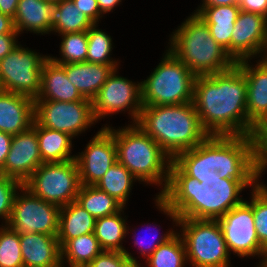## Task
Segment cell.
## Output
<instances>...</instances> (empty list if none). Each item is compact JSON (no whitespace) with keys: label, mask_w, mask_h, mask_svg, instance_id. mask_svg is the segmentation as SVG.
Returning <instances> with one entry per match:
<instances>
[{"label":"cell","mask_w":267,"mask_h":267,"mask_svg":"<svg viewBox=\"0 0 267 267\" xmlns=\"http://www.w3.org/2000/svg\"><path fill=\"white\" fill-rule=\"evenodd\" d=\"M257 182L221 178L216 171L191 177L172 160L166 189L156 195V204L176 225L178 218L217 220L242 203L240 192Z\"/></svg>","instance_id":"cell-1"},{"label":"cell","mask_w":267,"mask_h":267,"mask_svg":"<svg viewBox=\"0 0 267 267\" xmlns=\"http://www.w3.org/2000/svg\"><path fill=\"white\" fill-rule=\"evenodd\" d=\"M193 104L209 135L257 136L261 131L247 116V81L235 64L224 72L196 76Z\"/></svg>","instance_id":"cell-2"},{"label":"cell","mask_w":267,"mask_h":267,"mask_svg":"<svg viewBox=\"0 0 267 267\" xmlns=\"http://www.w3.org/2000/svg\"><path fill=\"white\" fill-rule=\"evenodd\" d=\"M136 124L158 143L171 160L198 146L209 136L201 125L193 102L143 106Z\"/></svg>","instance_id":"cell-3"},{"label":"cell","mask_w":267,"mask_h":267,"mask_svg":"<svg viewBox=\"0 0 267 267\" xmlns=\"http://www.w3.org/2000/svg\"><path fill=\"white\" fill-rule=\"evenodd\" d=\"M170 41L168 50L195 76L224 72L236 64L211 36L207 24L195 13L173 32Z\"/></svg>","instance_id":"cell-4"},{"label":"cell","mask_w":267,"mask_h":267,"mask_svg":"<svg viewBox=\"0 0 267 267\" xmlns=\"http://www.w3.org/2000/svg\"><path fill=\"white\" fill-rule=\"evenodd\" d=\"M105 127L114 136L117 161L125 166L138 181L159 184L162 187L164 185L161 194L169 180L171 158L136 123L118 130L110 126Z\"/></svg>","instance_id":"cell-5"},{"label":"cell","mask_w":267,"mask_h":267,"mask_svg":"<svg viewBox=\"0 0 267 267\" xmlns=\"http://www.w3.org/2000/svg\"><path fill=\"white\" fill-rule=\"evenodd\" d=\"M196 76L169 50L154 69L153 73L141 82L142 105H179L193 102Z\"/></svg>","instance_id":"cell-6"},{"label":"cell","mask_w":267,"mask_h":267,"mask_svg":"<svg viewBox=\"0 0 267 267\" xmlns=\"http://www.w3.org/2000/svg\"><path fill=\"white\" fill-rule=\"evenodd\" d=\"M209 164L221 178L257 181V137L209 135Z\"/></svg>","instance_id":"cell-7"},{"label":"cell","mask_w":267,"mask_h":267,"mask_svg":"<svg viewBox=\"0 0 267 267\" xmlns=\"http://www.w3.org/2000/svg\"><path fill=\"white\" fill-rule=\"evenodd\" d=\"M193 267H229L230 252L217 220L178 218L177 226Z\"/></svg>","instance_id":"cell-8"},{"label":"cell","mask_w":267,"mask_h":267,"mask_svg":"<svg viewBox=\"0 0 267 267\" xmlns=\"http://www.w3.org/2000/svg\"><path fill=\"white\" fill-rule=\"evenodd\" d=\"M23 185L46 202L66 206L76 201L81 186L76 160L42 163Z\"/></svg>","instance_id":"cell-9"},{"label":"cell","mask_w":267,"mask_h":267,"mask_svg":"<svg viewBox=\"0 0 267 267\" xmlns=\"http://www.w3.org/2000/svg\"><path fill=\"white\" fill-rule=\"evenodd\" d=\"M48 57L17 45L0 60V90L35 100L40 92L42 67Z\"/></svg>","instance_id":"cell-10"},{"label":"cell","mask_w":267,"mask_h":267,"mask_svg":"<svg viewBox=\"0 0 267 267\" xmlns=\"http://www.w3.org/2000/svg\"><path fill=\"white\" fill-rule=\"evenodd\" d=\"M18 190L23 196L16 194L7 225L19 234L57 235L61 207L35 196L24 185Z\"/></svg>","instance_id":"cell-11"},{"label":"cell","mask_w":267,"mask_h":267,"mask_svg":"<svg viewBox=\"0 0 267 267\" xmlns=\"http://www.w3.org/2000/svg\"><path fill=\"white\" fill-rule=\"evenodd\" d=\"M35 120L43 127L61 131L75 137L91 127L96 119L92 101H34Z\"/></svg>","instance_id":"cell-12"},{"label":"cell","mask_w":267,"mask_h":267,"mask_svg":"<svg viewBox=\"0 0 267 267\" xmlns=\"http://www.w3.org/2000/svg\"><path fill=\"white\" fill-rule=\"evenodd\" d=\"M117 68L107 78L96 97L92 100L93 115L96 121L109 114L125 111L137 123L143 108L141 82L138 84L116 75Z\"/></svg>","instance_id":"cell-13"},{"label":"cell","mask_w":267,"mask_h":267,"mask_svg":"<svg viewBox=\"0 0 267 267\" xmlns=\"http://www.w3.org/2000/svg\"><path fill=\"white\" fill-rule=\"evenodd\" d=\"M228 251L240 257L260 255L264 260L267 251L260 245L256 234L252 206L243 201L217 219Z\"/></svg>","instance_id":"cell-14"},{"label":"cell","mask_w":267,"mask_h":267,"mask_svg":"<svg viewBox=\"0 0 267 267\" xmlns=\"http://www.w3.org/2000/svg\"><path fill=\"white\" fill-rule=\"evenodd\" d=\"M75 160L81 185H95L117 161L113 134L105 126L101 128Z\"/></svg>","instance_id":"cell-15"},{"label":"cell","mask_w":267,"mask_h":267,"mask_svg":"<svg viewBox=\"0 0 267 267\" xmlns=\"http://www.w3.org/2000/svg\"><path fill=\"white\" fill-rule=\"evenodd\" d=\"M42 163L34 119L28 130L13 136L10 151L0 174L24 184Z\"/></svg>","instance_id":"cell-16"},{"label":"cell","mask_w":267,"mask_h":267,"mask_svg":"<svg viewBox=\"0 0 267 267\" xmlns=\"http://www.w3.org/2000/svg\"><path fill=\"white\" fill-rule=\"evenodd\" d=\"M267 44V18L252 12L239 11L231 35V57L235 62L252 59Z\"/></svg>","instance_id":"cell-17"},{"label":"cell","mask_w":267,"mask_h":267,"mask_svg":"<svg viewBox=\"0 0 267 267\" xmlns=\"http://www.w3.org/2000/svg\"><path fill=\"white\" fill-rule=\"evenodd\" d=\"M255 67L248 59L236 62L247 81V116L260 130H267V61L261 58Z\"/></svg>","instance_id":"cell-18"},{"label":"cell","mask_w":267,"mask_h":267,"mask_svg":"<svg viewBox=\"0 0 267 267\" xmlns=\"http://www.w3.org/2000/svg\"><path fill=\"white\" fill-rule=\"evenodd\" d=\"M34 119V99L0 90V131L14 136L28 130Z\"/></svg>","instance_id":"cell-19"},{"label":"cell","mask_w":267,"mask_h":267,"mask_svg":"<svg viewBox=\"0 0 267 267\" xmlns=\"http://www.w3.org/2000/svg\"><path fill=\"white\" fill-rule=\"evenodd\" d=\"M24 267H62L61 247L57 235L20 234Z\"/></svg>","instance_id":"cell-20"},{"label":"cell","mask_w":267,"mask_h":267,"mask_svg":"<svg viewBox=\"0 0 267 267\" xmlns=\"http://www.w3.org/2000/svg\"><path fill=\"white\" fill-rule=\"evenodd\" d=\"M68 80L74 85L83 98L93 100L109 75L117 65H104L92 62L60 64Z\"/></svg>","instance_id":"cell-21"},{"label":"cell","mask_w":267,"mask_h":267,"mask_svg":"<svg viewBox=\"0 0 267 267\" xmlns=\"http://www.w3.org/2000/svg\"><path fill=\"white\" fill-rule=\"evenodd\" d=\"M82 99L68 80L65 69L48 57L42 67L40 92L34 101L72 102Z\"/></svg>","instance_id":"cell-22"},{"label":"cell","mask_w":267,"mask_h":267,"mask_svg":"<svg viewBox=\"0 0 267 267\" xmlns=\"http://www.w3.org/2000/svg\"><path fill=\"white\" fill-rule=\"evenodd\" d=\"M55 2L47 0H19L13 19L15 30L48 34L54 22Z\"/></svg>","instance_id":"cell-23"},{"label":"cell","mask_w":267,"mask_h":267,"mask_svg":"<svg viewBox=\"0 0 267 267\" xmlns=\"http://www.w3.org/2000/svg\"><path fill=\"white\" fill-rule=\"evenodd\" d=\"M96 219L76 201L62 206L57 239L62 247L68 240L94 232Z\"/></svg>","instance_id":"cell-24"},{"label":"cell","mask_w":267,"mask_h":267,"mask_svg":"<svg viewBox=\"0 0 267 267\" xmlns=\"http://www.w3.org/2000/svg\"><path fill=\"white\" fill-rule=\"evenodd\" d=\"M39 153L43 163L63 162L75 159L71 156L72 136L48 129L36 121Z\"/></svg>","instance_id":"cell-25"},{"label":"cell","mask_w":267,"mask_h":267,"mask_svg":"<svg viewBox=\"0 0 267 267\" xmlns=\"http://www.w3.org/2000/svg\"><path fill=\"white\" fill-rule=\"evenodd\" d=\"M103 249L94 233H88L68 240L61 247V260H67L70 267H86Z\"/></svg>","instance_id":"cell-26"},{"label":"cell","mask_w":267,"mask_h":267,"mask_svg":"<svg viewBox=\"0 0 267 267\" xmlns=\"http://www.w3.org/2000/svg\"><path fill=\"white\" fill-rule=\"evenodd\" d=\"M94 23L80 12L73 0H61L55 3L54 22L51 31L63 35L87 31Z\"/></svg>","instance_id":"cell-27"},{"label":"cell","mask_w":267,"mask_h":267,"mask_svg":"<svg viewBox=\"0 0 267 267\" xmlns=\"http://www.w3.org/2000/svg\"><path fill=\"white\" fill-rule=\"evenodd\" d=\"M121 209L116 214L97 218L95 221L94 235L103 250L124 252L120 244L127 233L126 220L122 218Z\"/></svg>","instance_id":"cell-28"},{"label":"cell","mask_w":267,"mask_h":267,"mask_svg":"<svg viewBox=\"0 0 267 267\" xmlns=\"http://www.w3.org/2000/svg\"><path fill=\"white\" fill-rule=\"evenodd\" d=\"M76 202L95 219L116 214L124 207L95 185H81Z\"/></svg>","instance_id":"cell-29"},{"label":"cell","mask_w":267,"mask_h":267,"mask_svg":"<svg viewBox=\"0 0 267 267\" xmlns=\"http://www.w3.org/2000/svg\"><path fill=\"white\" fill-rule=\"evenodd\" d=\"M134 180L138 179L125 166L116 161L95 186L108 193L124 207Z\"/></svg>","instance_id":"cell-30"},{"label":"cell","mask_w":267,"mask_h":267,"mask_svg":"<svg viewBox=\"0 0 267 267\" xmlns=\"http://www.w3.org/2000/svg\"><path fill=\"white\" fill-rule=\"evenodd\" d=\"M173 161L191 177L211 174L209 164V136L198 146L178 154Z\"/></svg>","instance_id":"cell-31"},{"label":"cell","mask_w":267,"mask_h":267,"mask_svg":"<svg viewBox=\"0 0 267 267\" xmlns=\"http://www.w3.org/2000/svg\"><path fill=\"white\" fill-rule=\"evenodd\" d=\"M146 261L148 267H184L186 248L180 233L159 245Z\"/></svg>","instance_id":"cell-32"},{"label":"cell","mask_w":267,"mask_h":267,"mask_svg":"<svg viewBox=\"0 0 267 267\" xmlns=\"http://www.w3.org/2000/svg\"><path fill=\"white\" fill-rule=\"evenodd\" d=\"M94 24L87 30L88 49L86 61L104 65H118L117 61L110 59L112 51V38ZM112 60V61H111Z\"/></svg>","instance_id":"cell-33"},{"label":"cell","mask_w":267,"mask_h":267,"mask_svg":"<svg viewBox=\"0 0 267 267\" xmlns=\"http://www.w3.org/2000/svg\"><path fill=\"white\" fill-rule=\"evenodd\" d=\"M88 49L87 31L62 35L60 52L62 59L49 58L57 64H71L86 61Z\"/></svg>","instance_id":"cell-34"},{"label":"cell","mask_w":267,"mask_h":267,"mask_svg":"<svg viewBox=\"0 0 267 267\" xmlns=\"http://www.w3.org/2000/svg\"><path fill=\"white\" fill-rule=\"evenodd\" d=\"M0 267H24L20 234L7 224L0 228Z\"/></svg>","instance_id":"cell-35"},{"label":"cell","mask_w":267,"mask_h":267,"mask_svg":"<svg viewBox=\"0 0 267 267\" xmlns=\"http://www.w3.org/2000/svg\"><path fill=\"white\" fill-rule=\"evenodd\" d=\"M259 183L253 187L252 200L248 203L252 206L256 234L260 245L267 251V186Z\"/></svg>","instance_id":"cell-36"},{"label":"cell","mask_w":267,"mask_h":267,"mask_svg":"<svg viewBox=\"0 0 267 267\" xmlns=\"http://www.w3.org/2000/svg\"><path fill=\"white\" fill-rule=\"evenodd\" d=\"M197 14L205 23L235 24L240 8L238 4L229 6H201Z\"/></svg>","instance_id":"cell-37"},{"label":"cell","mask_w":267,"mask_h":267,"mask_svg":"<svg viewBox=\"0 0 267 267\" xmlns=\"http://www.w3.org/2000/svg\"><path fill=\"white\" fill-rule=\"evenodd\" d=\"M22 186L23 184L20 181L0 174V217L4 218L6 224L12 213L17 189Z\"/></svg>","instance_id":"cell-38"},{"label":"cell","mask_w":267,"mask_h":267,"mask_svg":"<svg viewBox=\"0 0 267 267\" xmlns=\"http://www.w3.org/2000/svg\"><path fill=\"white\" fill-rule=\"evenodd\" d=\"M211 36L231 56V35L235 24L206 23Z\"/></svg>","instance_id":"cell-39"},{"label":"cell","mask_w":267,"mask_h":267,"mask_svg":"<svg viewBox=\"0 0 267 267\" xmlns=\"http://www.w3.org/2000/svg\"><path fill=\"white\" fill-rule=\"evenodd\" d=\"M126 258L124 252L103 250L86 267H120Z\"/></svg>","instance_id":"cell-40"},{"label":"cell","mask_w":267,"mask_h":267,"mask_svg":"<svg viewBox=\"0 0 267 267\" xmlns=\"http://www.w3.org/2000/svg\"><path fill=\"white\" fill-rule=\"evenodd\" d=\"M257 180L267 166V130L257 136ZM260 176V177H259Z\"/></svg>","instance_id":"cell-41"},{"label":"cell","mask_w":267,"mask_h":267,"mask_svg":"<svg viewBox=\"0 0 267 267\" xmlns=\"http://www.w3.org/2000/svg\"><path fill=\"white\" fill-rule=\"evenodd\" d=\"M74 4L80 10V12L86 14L89 19L97 24L101 14L97 0H73Z\"/></svg>","instance_id":"cell-42"},{"label":"cell","mask_w":267,"mask_h":267,"mask_svg":"<svg viewBox=\"0 0 267 267\" xmlns=\"http://www.w3.org/2000/svg\"><path fill=\"white\" fill-rule=\"evenodd\" d=\"M240 10L259 14L267 18V0H239Z\"/></svg>","instance_id":"cell-43"},{"label":"cell","mask_w":267,"mask_h":267,"mask_svg":"<svg viewBox=\"0 0 267 267\" xmlns=\"http://www.w3.org/2000/svg\"><path fill=\"white\" fill-rule=\"evenodd\" d=\"M175 233L176 232L170 230V231L166 232V234H164L163 236L159 237L156 242L153 239L152 244L151 243L148 244V246H150V247H148V249H147V247L143 246L145 243L143 244L142 241H141L142 243H140V241L138 242V239L135 240L134 244L141 246L140 254L148 258L159 247V245L167 242L170 238H172L175 235ZM141 238H143V237H141Z\"/></svg>","instance_id":"cell-44"},{"label":"cell","mask_w":267,"mask_h":267,"mask_svg":"<svg viewBox=\"0 0 267 267\" xmlns=\"http://www.w3.org/2000/svg\"><path fill=\"white\" fill-rule=\"evenodd\" d=\"M18 35L19 34H0V60L18 45L16 41Z\"/></svg>","instance_id":"cell-45"},{"label":"cell","mask_w":267,"mask_h":267,"mask_svg":"<svg viewBox=\"0 0 267 267\" xmlns=\"http://www.w3.org/2000/svg\"><path fill=\"white\" fill-rule=\"evenodd\" d=\"M13 136L0 131V170L3 168L11 148Z\"/></svg>","instance_id":"cell-46"},{"label":"cell","mask_w":267,"mask_h":267,"mask_svg":"<svg viewBox=\"0 0 267 267\" xmlns=\"http://www.w3.org/2000/svg\"><path fill=\"white\" fill-rule=\"evenodd\" d=\"M0 34H18L13 18L0 12Z\"/></svg>","instance_id":"cell-47"},{"label":"cell","mask_w":267,"mask_h":267,"mask_svg":"<svg viewBox=\"0 0 267 267\" xmlns=\"http://www.w3.org/2000/svg\"><path fill=\"white\" fill-rule=\"evenodd\" d=\"M19 0H0V12L14 19Z\"/></svg>","instance_id":"cell-48"},{"label":"cell","mask_w":267,"mask_h":267,"mask_svg":"<svg viewBox=\"0 0 267 267\" xmlns=\"http://www.w3.org/2000/svg\"><path fill=\"white\" fill-rule=\"evenodd\" d=\"M101 14H105L113 10L115 6L120 4L121 0H97Z\"/></svg>","instance_id":"cell-49"},{"label":"cell","mask_w":267,"mask_h":267,"mask_svg":"<svg viewBox=\"0 0 267 267\" xmlns=\"http://www.w3.org/2000/svg\"><path fill=\"white\" fill-rule=\"evenodd\" d=\"M201 6H229L239 3V0H203Z\"/></svg>","instance_id":"cell-50"},{"label":"cell","mask_w":267,"mask_h":267,"mask_svg":"<svg viewBox=\"0 0 267 267\" xmlns=\"http://www.w3.org/2000/svg\"><path fill=\"white\" fill-rule=\"evenodd\" d=\"M127 258L122 262L120 267H140L138 261H136L135 257L129 254L126 250L124 251Z\"/></svg>","instance_id":"cell-51"},{"label":"cell","mask_w":267,"mask_h":267,"mask_svg":"<svg viewBox=\"0 0 267 267\" xmlns=\"http://www.w3.org/2000/svg\"><path fill=\"white\" fill-rule=\"evenodd\" d=\"M267 53V44H266V48H265V50H264V53ZM265 53V57L263 58L264 60H266L267 61V54Z\"/></svg>","instance_id":"cell-52"},{"label":"cell","mask_w":267,"mask_h":267,"mask_svg":"<svg viewBox=\"0 0 267 267\" xmlns=\"http://www.w3.org/2000/svg\"><path fill=\"white\" fill-rule=\"evenodd\" d=\"M259 267H267V265L264 262H262Z\"/></svg>","instance_id":"cell-53"},{"label":"cell","mask_w":267,"mask_h":267,"mask_svg":"<svg viewBox=\"0 0 267 267\" xmlns=\"http://www.w3.org/2000/svg\"><path fill=\"white\" fill-rule=\"evenodd\" d=\"M262 262H264L267 265V253H266L265 260H262Z\"/></svg>","instance_id":"cell-54"},{"label":"cell","mask_w":267,"mask_h":267,"mask_svg":"<svg viewBox=\"0 0 267 267\" xmlns=\"http://www.w3.org/2000/svg\"><path fill=\"white\" fill-rule=\"evenodd\" d=\"M47 1H53V2H59V1H61V0H47Z\"/></svg>","instance_id":"cell-55"}]
</instances>
